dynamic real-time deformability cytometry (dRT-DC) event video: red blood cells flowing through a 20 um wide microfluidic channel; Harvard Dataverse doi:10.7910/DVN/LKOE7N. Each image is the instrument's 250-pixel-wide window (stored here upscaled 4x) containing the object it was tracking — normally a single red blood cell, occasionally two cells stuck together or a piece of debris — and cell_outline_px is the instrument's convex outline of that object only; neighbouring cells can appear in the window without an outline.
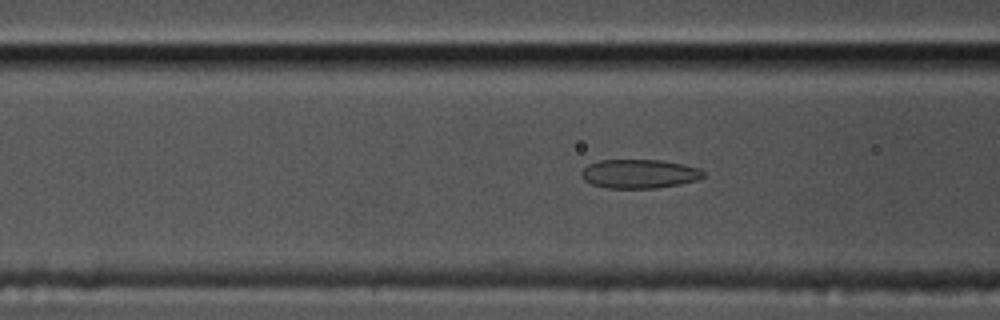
{"species": "common noctule bat (a hibernating species)", "species_latin": "Nyctalus noctula", "temperature_condition": "cold", "stored_images_in_passage": 53, "camera_frame_rate_fps": 3000, "um_per_image_px": 0.085, "animal": {"sex": "male", "body_mass_g": 17.5, "forearm_length_mm": 52.3}, "frame": {"image": 1, "passage_image": 17, "time_ms": 5.333, "image_size_px": [1000, 320], "cell_outline_px": [[704, 176], [696, 180], [680, 184], [656, 188], [608, 188], [592, 184], [584, 180], [580, 176], [580, 172], [588, 164], [600, 160], [660, 160], [684, 164], [700, 168], [704, 172]], "centroid_in_image_um": [54.33, 14.77], "position_along_channel_um": 112.3, "area_um2": 20.63}}
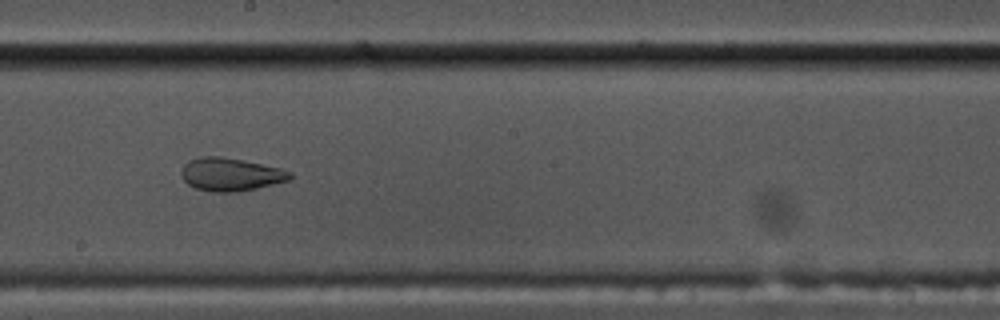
{"frame": {"image": 2, "passage_image": 27, "time_ms": 8.667, "image_size_px": [1000, 320], "cell_outline_px": [[292, 180], [256, 188], [236, 192], [212, 192], [196, 188], [188, 184], [180, 176], [180, 172], [184, 164], [188, 160], [200, 156], [220, 156], [280, 168], [292, 172]], "centroid_in_image_um": [19.58, 14.83], "position_along_channel_um": 228.6, "area_um2": 20.98}}
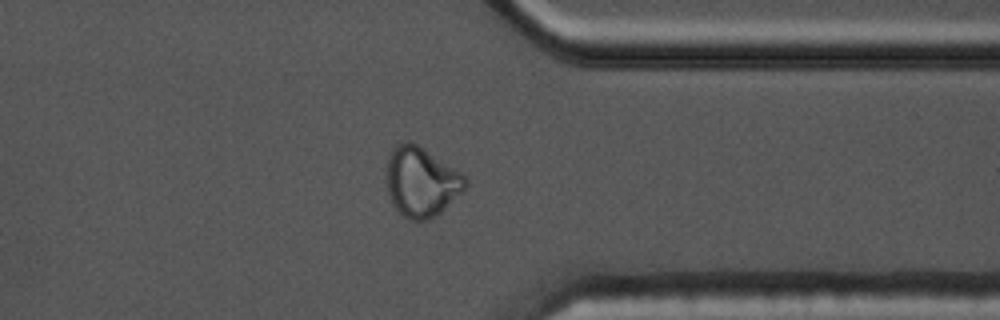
{"frame": {"image": 3, "passage_image": 40, "time_ms": 13.0, "image_size_px": [1000, 320], "cell_outline_px": [[468, 188], [436, 216], [428, 220], [408, 220], [392, 204], [388, 192], [388, 160], [392, 148], [396, 144], [404, 140], [408, 140], [424, 148], [460, 172], [468, 180]], "centroid_in_image_um": [35.84, 15.46], "position_along_channel_um": 375.6, "area_um2": 31.96}, "authors_computed_cell_mechanics": {"area_um2": 21.7328, "velocity_mm_per_s": 3.4903, "shape_relaxation_time_tau1_ms": null, "shape_relaxation_time_tau2_ms": 1.6091, "deformation_change_tau1": null, "deformation_change_tau2": 0.0675}}